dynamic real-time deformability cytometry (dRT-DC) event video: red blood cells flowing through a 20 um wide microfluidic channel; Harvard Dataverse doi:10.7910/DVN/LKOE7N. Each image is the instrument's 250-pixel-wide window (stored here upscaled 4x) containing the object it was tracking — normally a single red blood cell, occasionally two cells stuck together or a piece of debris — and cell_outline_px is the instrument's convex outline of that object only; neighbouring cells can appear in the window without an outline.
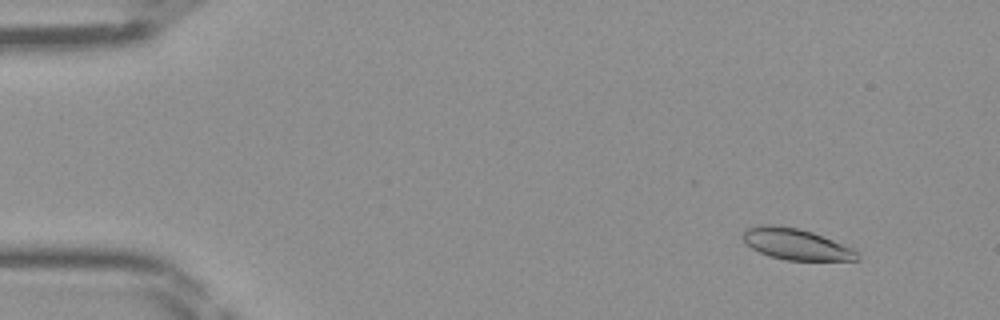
{"species": "Egyptian fruit bat (a non-hibernating species)", "species_latin": "Rousettus aegyptiacus", "temperature_condition": "room temperature", "stored_images_in_passage": 47, "camera_frame_rate_fps": 3000, "um_per_image_px": 0.085, "frame": {"image": 1, "passage_image": 5, "time_ms": 1.333, "image_size_px": [1000, 320], "cell_outline_px": [[860, 260], [784, 260], [768, 256], [744, 244], [744, 232], [748, 228], [760, 224], [772, 224], [800, 228], [812, 232], [852, 248], [860, 256]], "centroid_in_image_um": [67.63, 20.75], "position_along_channel_um": 17.4, "area_um2": 20.69}}
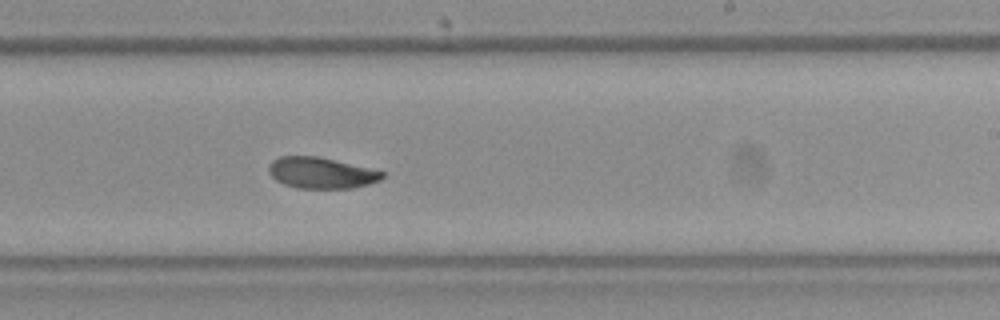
{"frame": {"image": 2, "passage_image": 29, "time_ms": 9.333, "image_size_px": [1000, 320], "cell_outline_px": [[384, 176], [380, 180], [368, 184], [352, 188], [296, 188], [284, 184], [276, 180], [268, 172], [268, 164], [272, 160], [280, 156], [316, 156], [372, 168], [384, 172]], "centroid_in_image_um": [27.28, 14.69], "position_along_channel_um": 261.7, "area_um2": 20.63}}
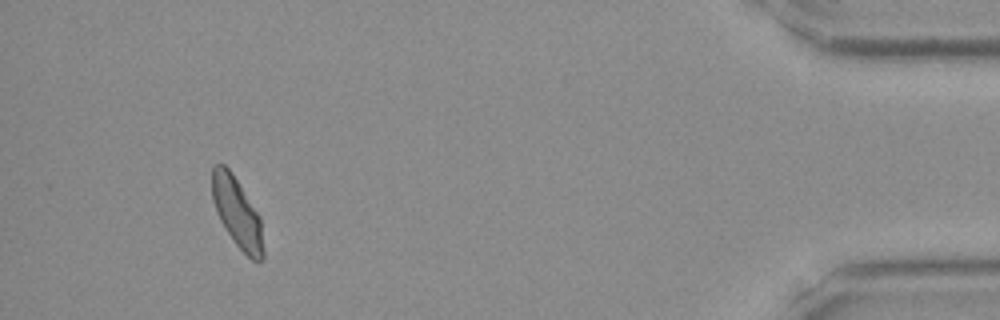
{"frame": {"image": 3, "passage_image": 44, "time_ms": 14.333, "image_size_px": [1000, 320], "cell_outline_px": [[264, 260], [252, 260], [236, 244], [220, 220], [216, 212], [212, 200], [212, 168], [216, 164], [224, 164], [232, 172], [260, 216], [264, 252]], "centroid_in_image_um": [20.15, 18.06], "position_along_channel_um": 415.0, "area_um2": 20.69}}